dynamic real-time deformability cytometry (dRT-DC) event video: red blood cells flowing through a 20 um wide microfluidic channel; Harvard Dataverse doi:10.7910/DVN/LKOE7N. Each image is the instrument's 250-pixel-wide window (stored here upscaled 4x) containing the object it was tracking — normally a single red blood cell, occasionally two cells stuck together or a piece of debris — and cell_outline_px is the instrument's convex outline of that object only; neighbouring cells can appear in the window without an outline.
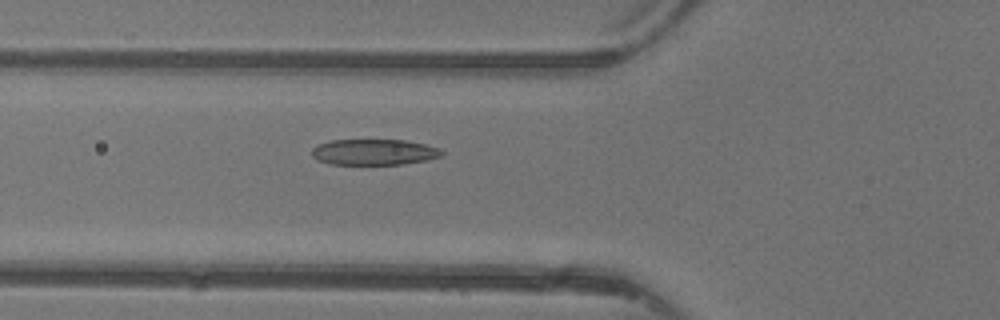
{"species": "common noctule bat (a hibernating species)", "species_latin": "Nyctalus noctula", "temperature_condition": "warm", "stored_images_in_passage": 48, "camera_frame_rate_fps": 3000, "um_per_image_px": 0.085, "animal": {"sex": "female"}, "frame": {"image": 1, "passage_image": 18, "time_ms": 5.667, "image_size_px": [1000, 320], "cell_outline_px": [[444, 156], [428, 160], [404, 164], [328, 164], [316, 160], [312, 156], [312, 148], [316, 144], [332, 140], [404, 140], [424, 144], [440, 148], [444, 152]], "centroid_in_image_um": [31.8, 12.93], "position_along_channel_um": 94.0, "area_um2": 19.83}}
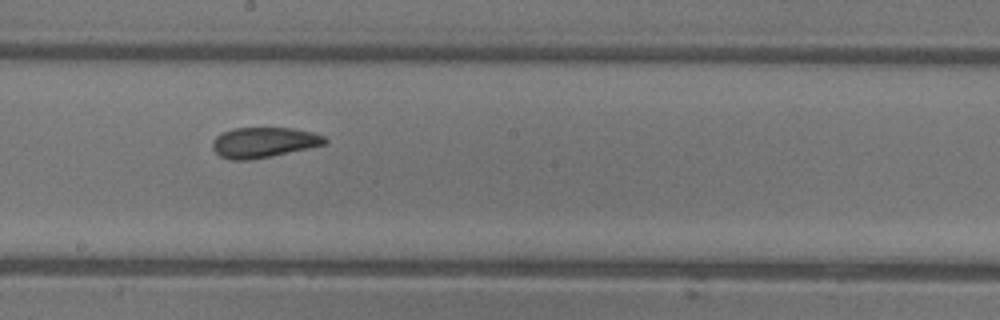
{"frame": {"image": 2, "passage_image": 27, "time_ms": 8.667, "image_size_px": [1000, 320], "cell_outline_px": [[328, 144], [272, 156], [252, 160], [232, 160], [220, 156], [212, 148], [212, 140], [216, 136], [224, 132], [236, 128], [292, 128], [312, 132], [324, 136], [328, 140]], "centroid_in_image_um": [22.44, 12.11], "position_along_channel_um": 225.8, "area_um2": 19.94}}
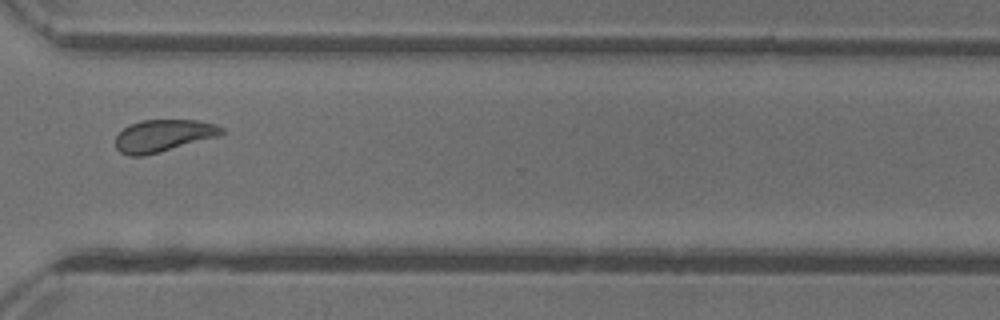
{"frame": {"image": 3, "passage_image": 36, "time_ms": 11.667, "image_size_px": [1000, 320], "cell_outline_px": [[224, 132], [220, 136], [160, 152], [144, 156], [128, 156], [120, 152], [116, 148], [116, 136], [128, 124], [140, 120], [196, 120], [216, 124], [224, 128]], "centroid_in_image_um": [13.88, 11.53], "position_along_channel_um": 356.7, "area_um2": 20.06}, "authors_computed_cell_mechanics": {"area_um2": 20.519, "velocity_mm_per_s": 4.3816, "shape_relaxation_time_tau1_ms": 4.0887, "shape_relaxation_time_tau2_ms": 2.7097, "deformation_change_tau1": 0.1512, "deformation_change_tau2": 0.0717}}